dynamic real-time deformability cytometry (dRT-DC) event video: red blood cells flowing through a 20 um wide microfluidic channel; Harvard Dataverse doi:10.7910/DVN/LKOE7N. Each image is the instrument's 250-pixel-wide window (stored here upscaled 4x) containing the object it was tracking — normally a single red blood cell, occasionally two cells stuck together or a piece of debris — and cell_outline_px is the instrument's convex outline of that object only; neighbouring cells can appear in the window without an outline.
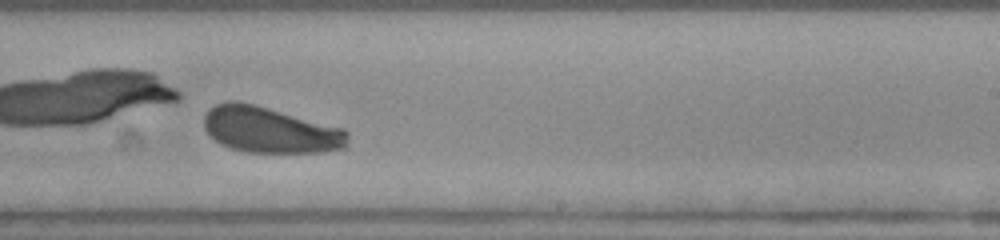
{"species": "human", "species_latin": "Homo sapiens", "temperature_condition": "room temperature", "stored_images_in_passage": 36, "camera_frame_rate_fps": 3000, "um_per_image_px": 0.085, "donor": {"sex": "female"}, "frame": {"image": 1, "passage_image": 21, "time_ms": 6.667, "image_size_px": [1000, 240], "cell_outline_px": [[348, 144], [344, 148], [324, 152], [248, 152], [232, 148], [220, 144], [204, 128], [204, 116], [216, 104], [252, 104], [268, 108], [344, 128], [348, 132]], "centroid_in_image_um": [23.04, 11.08], "position_along_channel_um": 266.0, "area_um2": 37.69}, "authors_computed_cell_mechanics": {"area_um2": 39.1306, "velocity_mm_per_s": 3.8259, "shape_relaxation_time_tau1_ms": 1.9495, "shape_relaxation_time_tau2_ms": null, "deformation_change_tau1": 0.0958, "deformation_change_tau2": null}}